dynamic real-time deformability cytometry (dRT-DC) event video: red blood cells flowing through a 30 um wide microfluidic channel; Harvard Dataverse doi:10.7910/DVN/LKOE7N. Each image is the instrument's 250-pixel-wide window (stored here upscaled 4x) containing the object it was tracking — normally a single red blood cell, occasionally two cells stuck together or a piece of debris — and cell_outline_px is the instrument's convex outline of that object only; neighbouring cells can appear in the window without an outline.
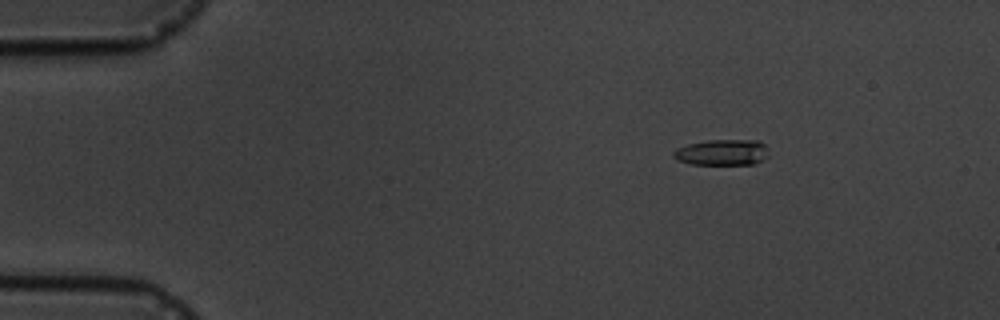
{"species": "common noctule bat (a hibernating species)", "species_latin": "Nyctalus noctula", "temperature_condition": "cold", "stored_images_in_passage": 17, "camera_frame_rate_fps": 3000, "um_per_image_px": 0.085, "animal": {"sex": "male", "body_mass_g": 19.5, "forearm_length_mm": 54.6}, "frame": {"image": 1, "passage_image": 3, "time_ms": 2.333, "image_size_px": [1000, 320], "cell_outline_px": [[768, 156], [764, 160], [756, 164], [692, 164], [676, 160], [672, 156], [672, 152], [676, 148], [688, 144], [708, 140], [756, 140], [764, 144], [768, 148]], "centroid_in_image_um": [61.39, 12.95], "position_along_channel_um": 23.6, "area_um2": 14.57}}
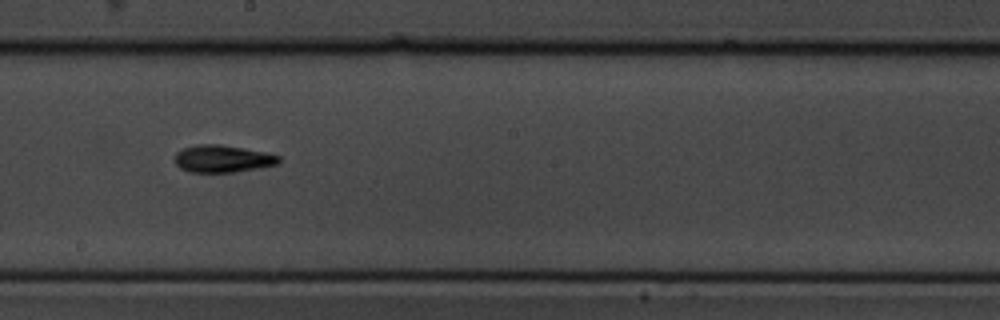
{"frame": {"image": 2, "passage_image": 10, "time_ms": 10.333, "image_size_px": [1000, 320], "cell_outline_px": [[280, 160], [276, 164], [260, 168], [232, 172], [188, 172], [180, 168], [176, 164], [176, 152], [184, 148], [196, 144], [220, 144], [244, 148], [264, 152], [280, 156]], "centroid_in_image_um": [18.9, 13.49], "position_along_channel_um": 229.3, "area_um2": 16.47}}
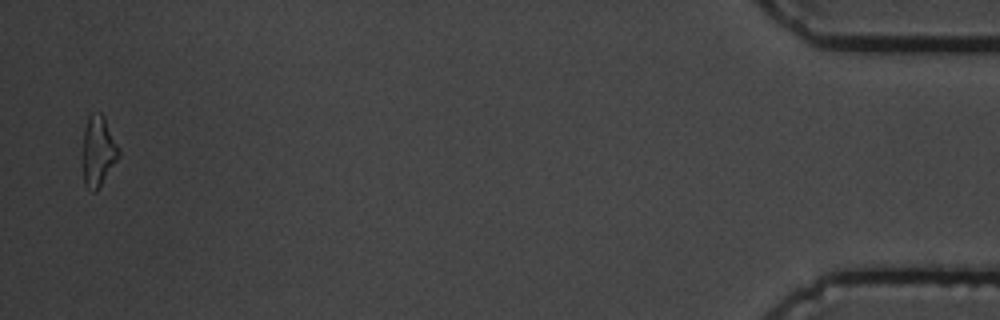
{"frame": {"image": 3, "passage_image": 17, "time_ms": 18.333, "image_size_px": [1000, 320], "cell_outline_px": [[120, 156], [96, 192], [92, 192], [84, 184], [80, 156], [84, 128], [88, 116], [92, 112], [100, 112], [104, 116], [120, 148]], "centroid_in_image_um": [8.31, 12.84], "position_along_channel_um": 426.9, "area_um2": 15.55}, "authors_computed_cell_mechanics": {"area_um2": 15.2014, "velocity_mm_per_s": 3.5304, "shape_relaxation_time_tau1_ms": 2.2248, "shape_relaxation_time_tau2_ms": 5.8273, "deformation_change_tau1": 0.122, "deformation_change_tau2": 0.1506}}